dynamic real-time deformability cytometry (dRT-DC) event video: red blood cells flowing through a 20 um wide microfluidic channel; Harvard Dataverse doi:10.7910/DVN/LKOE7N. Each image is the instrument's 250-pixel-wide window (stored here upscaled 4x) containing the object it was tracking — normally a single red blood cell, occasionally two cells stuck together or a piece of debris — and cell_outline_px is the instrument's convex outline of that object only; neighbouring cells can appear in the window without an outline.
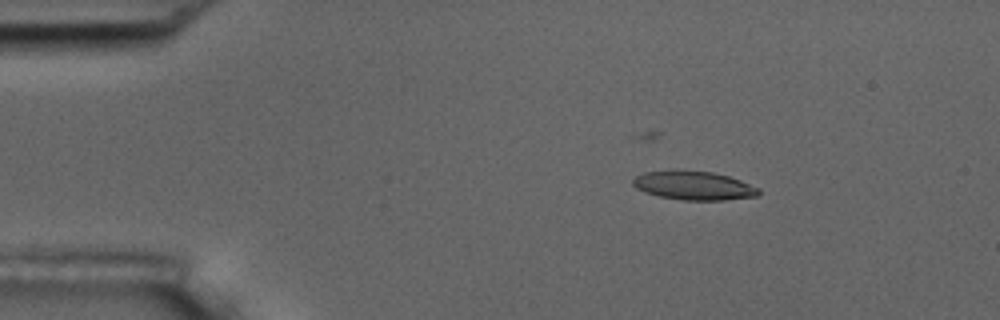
{"species": "common noctule bat (a hibernating species)", "species_latin": "Nyctalus noctula", "temperature_condition": "room temperature", "stored_images_in_passage": 6, "camera_frame_rate_fps": 3000, "um_per_image_px": 0.085, "animal": {"sex": "male", "body_mass_g": 17.5, "forearm_length_mm": 52.3}, "frame": {"image": 1, "passage_image": 4, "time_ms": 1.0, "image_size_px": [1000, 320], "cell_outline_px": [[760, 192], [756, 196], [724, 200], [684, 200], [660, 196], [644, 192], [636, 188], [632, 184], [632, 180], [636, 176], [644, 172], [712, 172], [728, 176], [740, 180], [760, 188]], "centroid_in_image_um": [59.0, 15.8], "position_along_channel_um": 26.0, "area_um2": 20.46}}